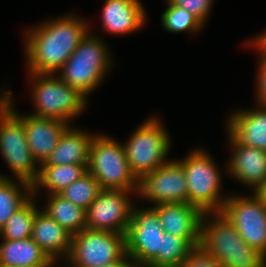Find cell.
<instances>
[{"instance_id":"277c9868","label":"cell","mask_w":266,"mask_h":267,"mask_svg":"<svg viewBox=\"0 0 266 267\" xmlns=\"http://www.w3.org/2000/svg\"><path fill=\"white\" fill-rule=\"evenodd\" d=\"M182 165L187 181V200L203 213L220 212L229 195L221 194V172L214 158L202 148L190 151Z\"/></svg>"},{"instance_id":"ffe728a7","label":"cell","mask_w":266,"mask_h":267,"mask_svg":"<svg viewBox=\"0 0 266 267\" xmlns=\"http://www.w3.org/2000/svg\"><path fill=\"white\" fill-rule=\"evenodd\" d=\"M94 135L70 125L61 135L50 156L40 165L88 164Z\"/></svg>"},{"instance_id":"7c38bea8","label":"cell","mask_w":266,"mask_h":267,"mask_svg":"<svg viewBox=\"0 0 266 267\" xmlns=\"http://www.w3.org/2000/svg\"><path fill=\"white\" fill-rule=\"evenodd\" d=\"M137 190L103 189L86 209V228L126 235Z\"/></svg>"},{"instance_id":"5b68a950","label":"cell","mask_w":266,"mask_h":267,"mask_svg":"<svg viewBox=\"0 0 266 267\" xmlns=\"http://www.w3.org/2000/svg\"><path fill=\"white\" fill-rule=\"evenodd\" d=\"M29 83L30 95L35 105V111L31 115L70 124V121L81 115L88 106V98L76 88L64 83L56 74L31 73Z\"/></svg>"},{"instance_id":"f546056e","label":"cell","mask_w":266,"mask_h":267,"mask_svg":"<svg viewBox=\"0 0 266 267\" xmlns=\"http://www.w3.org/2000/svg\"><path fill=\"white\" fill-rule=\"evenodd\" d=\"M175 5L181 6L196 16L204 25L209 19L213 0H171Z\"/></svg>"},{"instance_id":"7402d4cb","label":"cell","mask_w":266,"mask_h":267,"mask_svg":"<svg viewBox=\"0 0 266 267\" xmlns=\"http://www.w3.org/2000/svg\"><path fill=\"white\" fill-rule=\"evenodd\" d=\"M88 164L40 165L36 181L32 184V196L46 189L47 195L59 194L72 182L87 172ZM39 190V191H38Z\"/></svg>"},{"instance_id":"5bb4252c","label":"cell","mask_w":266,"mask_h":267,"mask_svg":"<svg viewBox=\"0 0 266 267\" xmlns=\"http://www.w3.org/2000/svg\"><path fill=\"white\" fill-rule=\"evenodd\" d=\"M13 91H2L0 99L24 122L26 140L34 159L40 165L55 149L61 135L71 125L65 121L20 114L14 107Z\"/></svg>"},{"instance_id":"e0dca14e","label":"cell","mask_w":266,"mask_h":267,"mask_svg":"<svg viewBox=\"0 0 266 267\" xmlns=\"http://www.w3.org/2000/svg\"><path fill=\"white\" fill-rule=\"evenodd\" d=\"M103 30L114 35L134 33L145 26L147 13L140 0H105Z\"/></svg>"},{"instance_id":"3957f363","label":"cell","mask_w":266,"mask_h":267,"mask_svg":"<svg viewBox=\"0 0 266 267\" xmlns=\"http://www.w3.org/2000/svg\"><path fill=\"white\" fill-rule=\"evenodd\" d=\"M90 30L56 75L86 98L103 82L113 58L102 37Z\"/></svg>"},{"instance_id":"52a82bcc","label":"cell","mask_w":266,"mask_h":267,"mask_svg":"<svg viewBox=\"0 0 266 267\" xmlns=\"http://www.w3.org/2000/svg\"><path fill=\"white\" fill-rule=\"evenodd\" d=\"M161 121L157 115L148 118L123 143L131 172L138 180L169 162L171 137Z\"/></svg>"},{"instance_id":"8992f818","label":"cell","mask_w":266,"mask_h":267,"mask_svg":"<svg viewBox=\"0 0 266 267\" xmlns=\"http://www.w3.org/2000/svg\"><path fill=\"white\" fill-rule=\"evenodd\" d=\"M87 171L102 189L138 190V179L131 172L123 144L110 135H94Z\"/></svg>"},{"instance_id":"4316f807","label":"cell","mask_w":266,"mask_h":267,"mask_svg":"<svg viewBox=\"0 0 266 267\" xmlns=\"http://www.w3.org/2000/svg\"><path fill=\"white\" fill-rule=\"evenodd\" d=\"M102 190L95 177L87 171L61 191L59 195L86 210Z\"/></svg>"},{"instance_id":"836d02e7","label":"cell","mask_w":266,"mask_h":267,"mask_svg":"<svg viewBox=\"0 0 266 267\" xmlns=\"http://www.w3.org/2000/svg\"><path fill=\"white\" fill-rule=\"evenodd\" d=\"M257 37L266 45V30L257 35Z\"/></svg>"},{"instance_id":"d4e9b609","label":"cell","mask_w":266,"mask_h":267,"mask_svg":"<svg viewBox=\"0 0 266 267\" xmlns=\"http://www.w3.org/2000/svg\"><path fill=\"white\" fill-rule=\"evenodd\" d=\"M37 197H31L21 208L13 213L6 224L0 229L2 240H20L32 235L34 218L36 216Z\"/></svg>"},{"instance_id":"6da1fadb","label":"cell","mask_w":266,"mask_h":267,"mask_svg":"<svg viewBox=\"0 0 266 267\" xmlns=\"http://www.w3.org/2000/svg\"><path fill=\"white\" fill-rule=\"evenodd\" d=\"M90 22L67 14L44 21L24 33L28 74H56L92 29Z\"/></svg>"},{"instance_id":"9c48e42d","label":"cell","mask_w":266,"mask_h":267,"mask_svg":"<svg viewBox=\"0 0 266 267\" xmlns=\"http://www.w3.org/2000/svg\"><path fill=\"white\" fill-rule=\"evenodd\" d=\"M164 230L157 211L151 207L132 208L126 237V253L135 267H158V250Z\"/></svg>"},{"instance_id":"484cf974","label":"cell","mask_w":266,"mask_h":267,"mask_svg":"<svg viewBox=\"0 0 266 267\" xmlns=\"http://www.w3.org/2000/svg\"><path fill=\"white\" fill-rule=\"evenodd\" d=\"M167 8L161 15V23L165 31L171 33L200 32L204 24L192 13H189L181 6L175 5L171 0H166Z\"/></svg>"},{"instance_id":"83f0119b","label":"cell","mask_w":266,"mask_h":267,"mask_svg":"<svg viewBox=\"0 0 266 267\" xmlns=\"http://www.w3.org/2000/svg\"><path fill=\"white\" fill-rule=\"evenodd\" d=\"M193 248L185 238L164 232L158 250V267H181Z\"/></svg>"},{"instance_id":"1f68e13d","label":"cell","mask_w":266,"mask_h":267,"mask_svg":"<svg viewBox=\"0 0 266 267\" xmlns=\"http://www.w3.org/2000/svg\"><path fill=\"white\" fill-rule=\"evenodd\" d=\"M97 267H135V265L132 258L126 253L121 259L115 262Z\"/></svg>"},{"instance_id":"f1b7e54d","label":"cell","mask_w":266,"mask_h":267,"mask_svg":"<svg viewBox=\"0 0 266 267\" xmlns=\"http://www.w3.org/2000/svg\"><path fill=\"white\" fill-rule=\"evenodd\" d=\"M248 47H252L255 50H259L260 53L256 77V91H255V101L257 104L266 106V45L257 37H253L248 41Z\"/></svg>"},{"instance_id":"2e32d148","label":"cell","mask_w":266,"mask_h":267,"mask_svg":"<svg viewBox=\"0 0 266 267\" xmlns=\"http://www.w3.org/2000/svg\"><path fill=\"white\" fill-rule=\"evenodd\" d=\"M164 232L185 238L193 247L200 244L201 219L204 213L189 203L158 204L153 207Z\"/></svg>"},{"instance_id":"d6986e66","label":"cell","mask_w":266,"mask_h":267,"mask_svg":"<svg viewBox=\"0 0 266 267\" xmlns=\"http://www.w3.org/2000/svg\"><path fill=\"white\" fill-rule=\"evenodd\" d=\"M31 238L51 259H66L69 254L72 234L41 208L34 218Z\"/></svg>"},{"instance_id":"30bf717a","label":"cell","mask_w":266,"mask_h":267,"mask_svg":"<svg viewBox=\"0 0 266 267\" xmlns=\"http://www.w3.org/2000/svg\"><path fill=\"white\" fill-rule=\"evenodd\" d=\"M228 196L220 211L241 238L266 256V202L260 193Z\"/></svg>"},{"instance_id":"e575fe53","label":"cell","mask_w":266,"mask_h":267,"mask_svg":"<svg viewBox=\"0 0 266 267\" xmlns=\"http://www.w3.org/2000/svg\"><path fill=\"white\" fill-rule=\"evenodd\" d=\"M263 197L266 202V186L259 192Z\"/></svg>"},{"instance_id":"603a6c76","label":"cell","mask_w":266,"mask_h":267,"mask_svg":"<svg viewBox=\"0 0 266 267\" xmlns=\"http://www.w3.org/2000/svg\"><path fill=\"white\" fill-rule=\"evenodd\" d=\"M47 203L41 208L72 235L86 228V210L64 199L59 194L46 196Z\"/></svg>"},{"instance_id":"8fae6325","label":"cell","mask_w":266,"mask_h":267,"mask_svg":"<svg viewBox=\"0 0 266 267\" xmlns=\"http://www.w3.org/2000/svg\"><path fill=\"white\" fill-rule=\"evenodd\" d=\"M125 254V235L85 228L72 235L66 260L76 267H97L115 262Z\"/></svg>"},{"instance_id":"d590c367","label":"cell","mask_w":266,"mask_h":267,"mask_svg":"<svg viewBox=\"0 0 266 267\" xmlns=\"http://www.w3.org/2000/svg\"><path fill=\"white\" fill-rule=\"evenodd\" d=\"M13 267H26V266H13ZM29 267H49V265H36V266H29Z\"/></svg>"},{"instance_id":"d6a6232c","label":"cell","mask_w":266,"mask_h":267,"mask_svg":"<svg viewBox=\"0 0 266 267\" xmlns=\"http://www.w3.org/2000/svg\"><path fill=\"white\" fill-rule=\"evenodd\" d=\"M59 261V259H52L50 262H49V267H55V266H58V265H56L57 264V262ZM61 261H64V263H65V265H66V267H76V266H74L73 264H71L68 260H66V259H61ZM60 267V266H59ZM63 267V266H62Z\"/></svg>"},{"instance_id":"ba28073f","label":"cell","mask_w":266,"mask_h":267,"mask_svg":"<svg viewBox=\"0 0 266 267\" xmlns=\"http://www.w3.org/2000/svg\"><path fill=\"white\" fill-rule=\"evenodd\" d=\"M0 154L15 179L33 184L40 165L26 140L24 122L0 99Z\"/></svg>"},{"instance_id":"ac0fdd59","label":"cell","mask_w":266,"mask_h":267,"mask_svg":"<svg viewBox=\"0 0 266 267\" xmlns=\"http://www.w3.org/2000/svg\"><path fill=\"white\" fill-rule=\"evenodd\" d=\"M255 105V108L237 110L229 115L226 131L240 144L266 150V106Z\"/></svg>"},{"instance_id":"4dcf8cb0","label":"cell","mask_w":266,"mask_h":267,"mask_svg":"<svg viewBox=\"0 0 266 267\" xmlns=\"http://www.w3.org/2000/svg\"><path fill=\"white\" fill-rule=\"evenodd\" d=\"M181 267H224L200 245L194 247L183 260Z\"/></svg>"},{"instance_id":"cb8c5ba5","label":"cell","mask_w":266,"mask_h":267,"mask_svg":"<svg viewBox=\"0 0 266 267\" xmlns=\"http://www.w3.org/2000/svg\"><path fill=\"white\" fill-rule=\"evenodd\" d=\"M31 197V184L0 174V229Z\"/></svg>"},{"instance_id":"4fadbf2b","label":"cell","mask_w":266,"mask_h":267,"mask_svg":"<svg viewBox=\"0 0 266 267\" xmlns=\"http://www.w3.org/2000/svg\"><path fill=\"white\" fill-rule=\"evenodd\" d=\"M155 205L188 203L187 181L182 165L171 160L138 180L136 196Z\"/></svg>"},{"instance_id":"9a60e30c","label":"cell","mask_w":266,"mask_h":267,"mask_svg":"<svg viewBox=\"0 0 266 267\" xmlns=\"http://www.w3.org/2000/svg\"><path fill=\"white\" fill-rule=\"evenodd\" d=\"M232 156L226 162V171L252 192L259 193L266 186V150L240 144L228 131Z\"/></svg>"},{"instance_id":"7a4b0ae2","label":"cell","mask_w":266,"mask_h":267,"mask_svg":"<svg viewBox=\"0 0 266 267\" xmlns=\"http://www.w3.org/2000/svg\"><path fill=\"white\" fill-rule=\"evenodd\" d=\"M224 267H266V256L250 247L221 213H204L199 244Z\"/></svg>"},{"instance_id":"44dd1931","label":"cell","mask_w":266,"mask_h":267,"mask_svg":"<svg viewBox=\"0 0 266 267\" xmlns=\"http://www.w3.org/2000/svg\"><path fill=\"white\" fill-rule=\"evenodd\" d=\"M51 260L31 237L0 244V267L49 265Z\"/></svg>"}]
</instances>
